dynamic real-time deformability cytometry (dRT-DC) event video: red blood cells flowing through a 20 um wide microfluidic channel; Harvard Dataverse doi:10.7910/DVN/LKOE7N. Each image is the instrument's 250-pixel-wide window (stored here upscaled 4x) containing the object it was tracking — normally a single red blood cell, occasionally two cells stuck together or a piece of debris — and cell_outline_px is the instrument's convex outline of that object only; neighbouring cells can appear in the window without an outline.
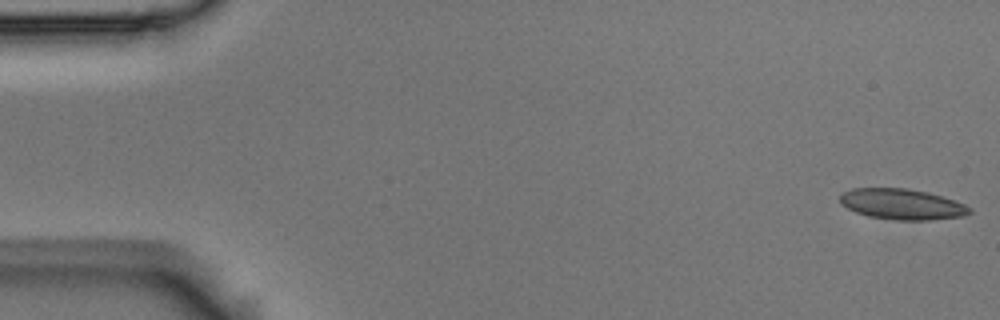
{"species": "Egyptian fruit bat (a non-hibernating species)", "species_latin": "Rousettus aegyptiacus", "temperature_condition": "room temperature", "stored_images_in_passage": 10, "camera_frame_rate_fps": 3000, "um_per_image_px": 0.085, "animal": {"sex": "male"}, "frame": {"image": 1, "passage_image": 1, "time_ms": 0.0, "image_size_px": [1000, 320], "cell_outline_px": [[972, 212], [964, 216], [932, 220], [896, 220], [868, 216], [856, 212], [840, 204], [840, 196], [844, 192], [852, 188], [908, 188], [928, 192], [964, 204], [972, 208]], "centroid_in_image_um": [76.67, 17.36], "position_along_channel_um": 8.3, "area_um2": 23.18}}